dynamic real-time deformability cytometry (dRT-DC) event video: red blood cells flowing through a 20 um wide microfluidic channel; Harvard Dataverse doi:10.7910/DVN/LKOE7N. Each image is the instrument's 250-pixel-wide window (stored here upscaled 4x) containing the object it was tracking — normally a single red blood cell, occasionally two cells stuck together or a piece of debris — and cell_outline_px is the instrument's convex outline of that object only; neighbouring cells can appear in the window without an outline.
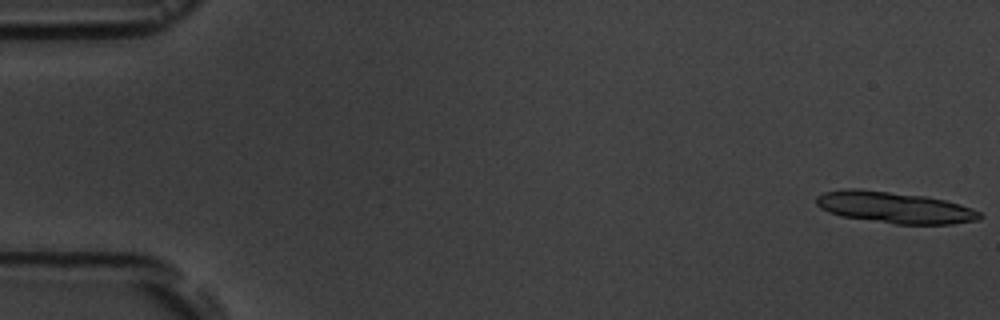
{"species": "common noctule bat (a hibernating species)", "species_latin": "Nyctalus noctula", "temperature_condition": "room temperature", "stored_images_in_passage": 7, "camera_frame_rate_fps": 3000, "um_per_image_px": 0.085, "animal": {"sex": "male", "body_mass_g": 19.5, "forearm_length_mm": 54.6}, "frame": {"image": 1, "passage_image": 1, "time_ms": 0.0, "image_size_px": [1000, 320], "cell_outline_px": [[984, 216], [980, 220], [952, 224], [896, 224], [840, 216], [828, 212], [820, 208], [816, 204], [816, 196], [824, 192], [848, 188], [860, 188], [924, 196], [944, 200], [960, 204], [972, 208], [980, 212]], "centroid_in_image_um": [76.04, 17.63], "position_along_channel_um": 9.0, "area_um2": 30.11}}
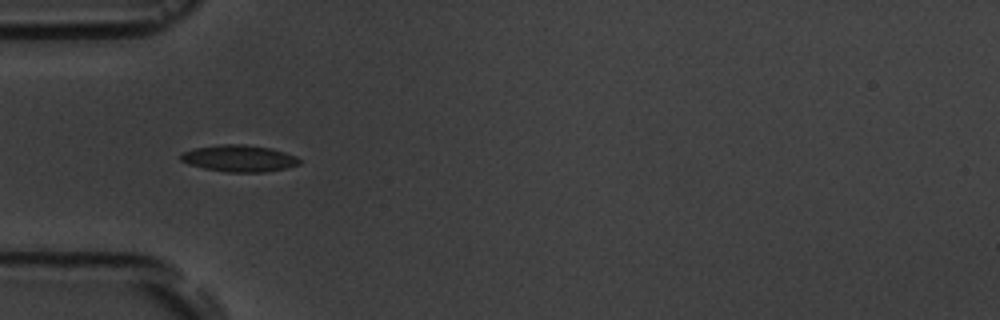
{"frame": {"image": 2, "passage_image": 6, "time_ms": 5.667, "image_size_px": [1000, 320], "cell_outline_px": [[300, 164], [284, 168], [264, 172], [228, 172], [204, 168], [188, 164], [180, 160], [180, 152], [192, 148], [220, 144], [244, 144], [272, 148], [296, 156], [300, 160]], "centroid_in_image_um": [20.28, 13.45], "position_along_channel_um": 64.7, "area_um2": 18.55}}
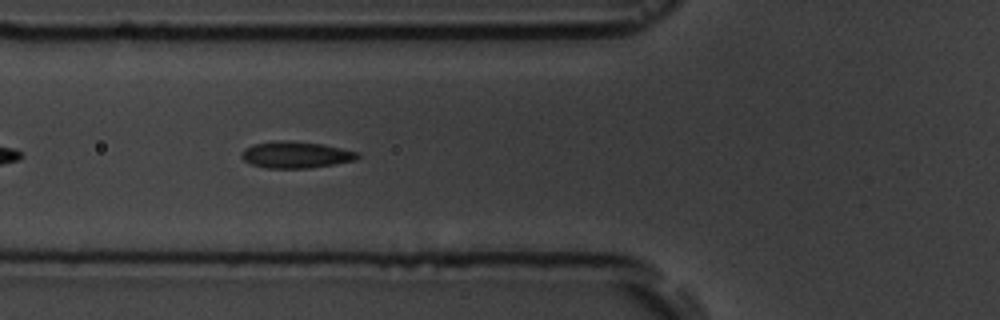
{"frame": {"image": 3, "passage_image": 7, "time_ms": 6.667, "image_size_px": [1000, 320], "cell_outline_px": [[360, 156], [356, 160], [308, 168], [268, 168], [252, 164], [244, 160], [240, 156], [240, 152], [244, 148], [252, 144], [272, 140], [292, 140], [324, 144], [356, 152]], "centroid_in_image_um": [25.08, 13.13], "position_along_channel_um": 100.7, "area_um2": 18.09}}